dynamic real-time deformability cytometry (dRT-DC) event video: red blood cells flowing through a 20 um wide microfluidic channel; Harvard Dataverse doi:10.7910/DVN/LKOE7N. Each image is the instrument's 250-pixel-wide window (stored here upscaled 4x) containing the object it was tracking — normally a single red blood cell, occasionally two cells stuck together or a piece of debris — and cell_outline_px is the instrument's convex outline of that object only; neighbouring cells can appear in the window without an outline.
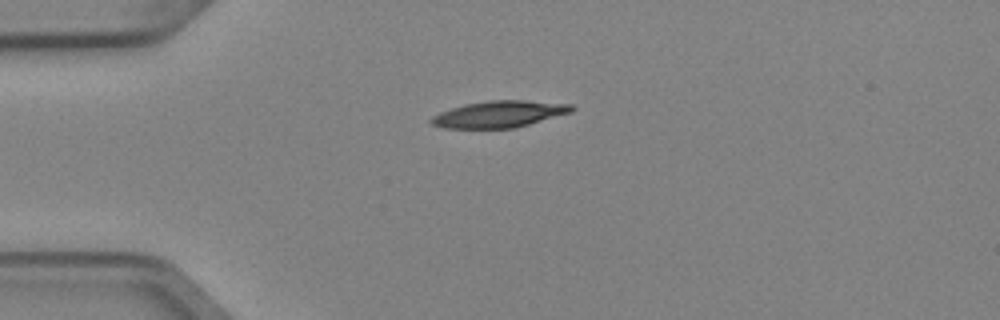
{"species": "Egyptian fruit bat (a non-hibernating species)", "species_latin": "Rousettus aegyptiacus", "temperature_condition": "cold", "stored_images_in_passage": 1, "camera_frame_rate_fps": 3000, "um_per_image_px": 0.085, "animal": {"sex": "female"}, "frame": {"image": 1, "passage_image": 1, "time_ms": 0.0, "image_size_px": [1000, 320], "cell_outline_px": [[576, 108], [572, 112], [516, 128], [444, 128], [432, 124], [428, 120], [432, 116], [440, 112], [464, 104], [488, 100], [524, 100], [572, 104]], "centroid_in_image_um": [42.45, 9.7], "position_along_channel_um": 42.5, "area_um2": 21.91}}